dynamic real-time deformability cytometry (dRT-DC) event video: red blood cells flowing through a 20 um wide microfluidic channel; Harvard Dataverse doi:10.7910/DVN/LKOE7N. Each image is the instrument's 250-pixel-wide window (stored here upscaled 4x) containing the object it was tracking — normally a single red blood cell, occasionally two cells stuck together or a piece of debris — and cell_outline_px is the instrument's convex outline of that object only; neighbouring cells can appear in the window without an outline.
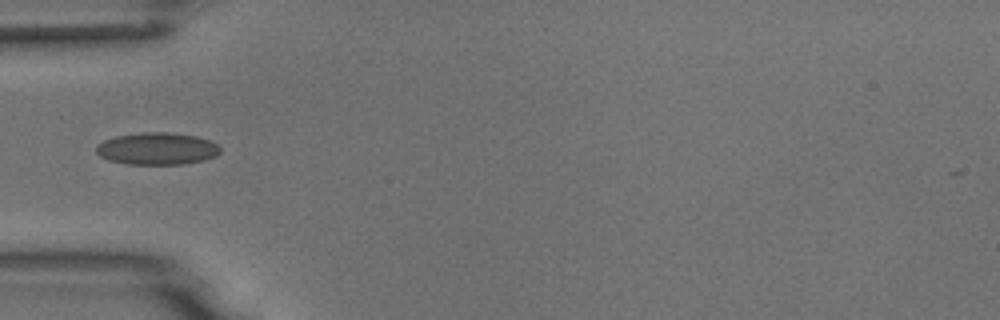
{"species": "common noctule bat (a hibernating species)", "species_latin": "Nyctalus noctula", "temperature_condition": "room temperature", "stored_images_in_passage": 7, "camera_frame_rate_fps": 3000, "um_per_image_px": 0.085, "animal": {"sex": "male", "body_mass_g": 18.8}, "frame": {"image": 1, "passage_image": 3, "time_ms": 3.333, "image_size_px": [1000, 320], "cell_outline_px": [[220, 152], [216, 156], [204, 160], [184, 164], [128, 164], [108, 160], [100, 156], [96, 152], [96, 148], [104, 140], [116, 136], [144, 132], [168, 132], [196, 136], [208, 140], [216, 144], [220, 148]], "centroid_in_image_um": [13.36, 12.64], "position_along_channel_um": 71.6, "area_um2": 23.12}}